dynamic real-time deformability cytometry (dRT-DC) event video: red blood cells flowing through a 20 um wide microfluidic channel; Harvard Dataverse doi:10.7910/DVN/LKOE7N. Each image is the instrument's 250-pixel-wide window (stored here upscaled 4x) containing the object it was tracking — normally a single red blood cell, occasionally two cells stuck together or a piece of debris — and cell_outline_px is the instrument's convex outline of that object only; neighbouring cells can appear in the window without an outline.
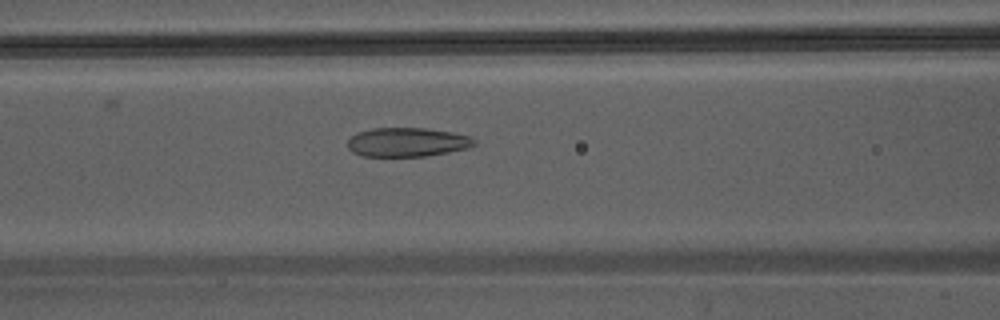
{"species": "Egyptian fruit bat (a non-hibernating species)", "species_latin": "Rousettus aegyptiacus", "temperature_condition": "warm", "stored_images_in_passage": 6, "camera_frame_rate_fps": 3000, "um_per_image_px": 0.085, "animal": {"sex": "male"}, "frame": {"image": 1, "passage_image": 5, "time_ms": 1.333, "image_size_px": [1000, 320], "cell_outline_px": [[476, 144], [468, 148], [448, 152], [424, 156], [364, 156], [352, 152], [348, 148], [348, 140], [356, 132], [372, 128], [428, 128], [452, 132], [472, 136], [476, 140]], "centroid_in_image_um": [34.63, 12.07], "position_along_channel_um": 132.0, "area_um2": 21.56}}